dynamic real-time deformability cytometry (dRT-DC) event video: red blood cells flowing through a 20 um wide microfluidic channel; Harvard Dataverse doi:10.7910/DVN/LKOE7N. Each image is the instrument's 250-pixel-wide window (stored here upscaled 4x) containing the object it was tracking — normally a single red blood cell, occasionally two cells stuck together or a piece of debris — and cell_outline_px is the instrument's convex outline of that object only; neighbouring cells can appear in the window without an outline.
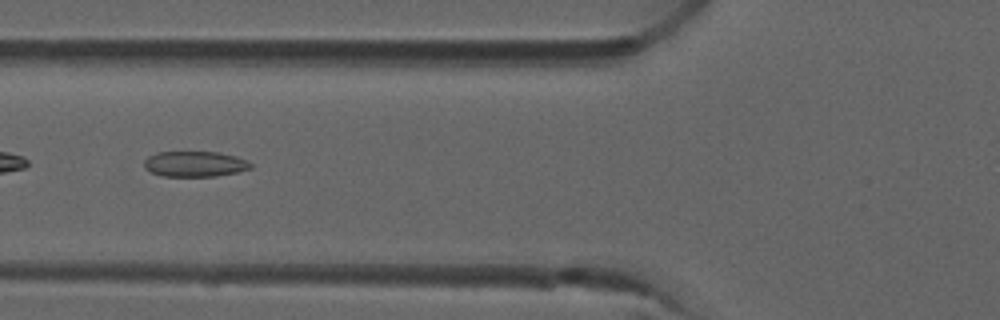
{"species": "common noctule bat (a hibernating species)", "species_latin": "Nyctalus noctula", "temperature_condition": "room temperature", "stored_images_in_passage": 6, "camera_frame_rate_fps": 3000, "um_per_image_px": 0.085, "animal": {"sex": "male", "forearm_length_mm": 52.5}, "frame": {"image": 1, "passage_image": 4, "time_ms": 1.0, "image_size_px": [1000, 320], "cell_outline_px": [[252, 168], [236, 172], [216, 176], [164, 176], [152, 172], [144, 168], [144, 160], [148, 156], [156, 152], [220, 152], [236, 156], [248, 160], [252, 164]], "centroid_in_image_um": [16.57, 13.93], "position_along_channel_um": 109.2, "area_um2": 15.9}}
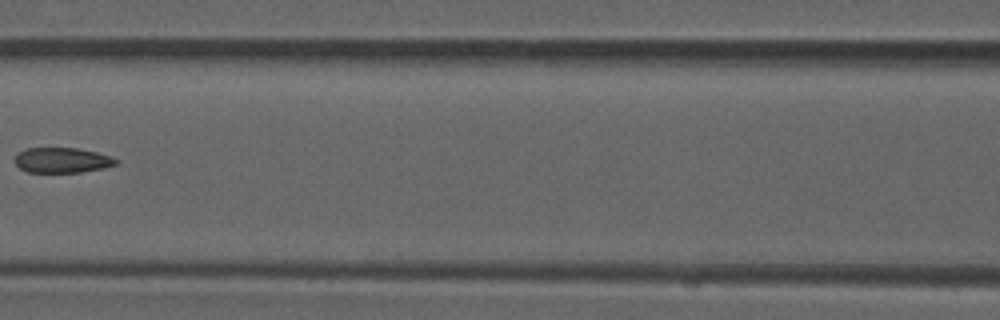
{"frame": {"image": 2, "passage_image": 5, "time_ms": 1.333, "image_size_px": [1000, 320], "cell_outline_px": [[120, 160], [116, 164], [104, 168], [80, 172], [28, 172], [20, 168], [16, 164], [16, 156], [20, 152], [28, 148], [76, 148], [96, 152], [112, 156]], "centroid_in_image_um": [5.33, 13.62], "position_along_channel_um": 161.3, "area_um2": 14.74}}
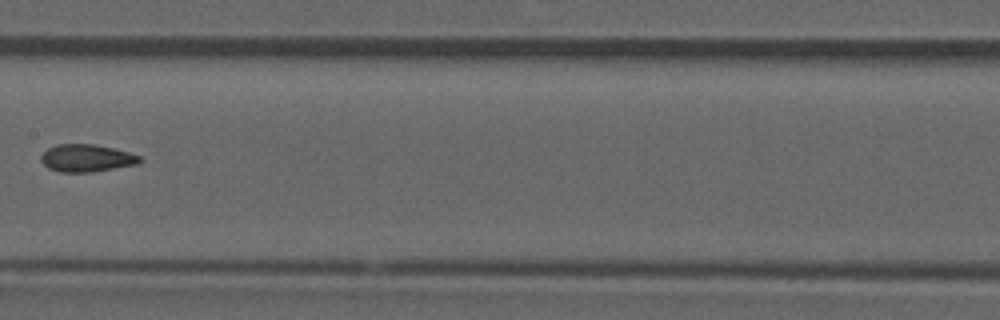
{"frame": {"image": 3, "passage_image": 6, "time_ms": 1.667, "image_size_px": [1000, 320], "cell_outline_px": [[144, 160], [136, 164], [92, 172], [60, 172], [48, 168], [40, 160], [40, 156], [48, 148], [56, 144], [96, 144], [128, 152], [140, 156]], "centroid_in_image_um": [7.34, 13.43], "position_along_channel_um": 200.1, "area_um2": 15.78}}